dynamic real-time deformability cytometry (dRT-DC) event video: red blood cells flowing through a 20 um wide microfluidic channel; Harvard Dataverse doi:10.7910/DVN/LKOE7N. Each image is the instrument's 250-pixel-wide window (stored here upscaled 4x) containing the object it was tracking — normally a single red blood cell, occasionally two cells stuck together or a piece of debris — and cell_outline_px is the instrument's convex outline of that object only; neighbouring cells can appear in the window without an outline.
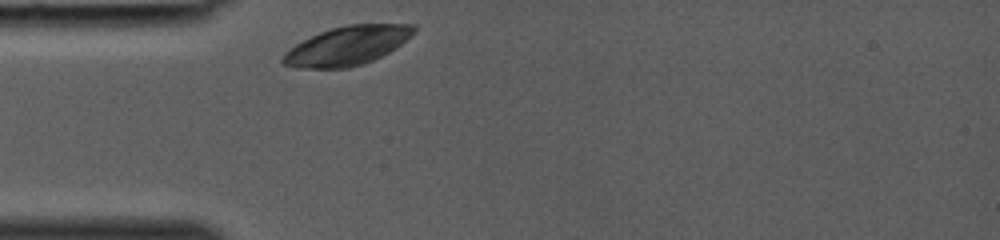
{"species": "common noctule bat (a hibernating species)", "species_latin": "Nyctalus noctula", "temperature_condition": "room temperature", "stored_images_in_passage": 23, "camera_frame_rate_fps": 3000, "um_per_image_px": 0.085, "animal": {"sex": "female", "body_mass_g": 19.0, "forearm_length_mm": 53.3}, "frame": {"image": 1, "passage_image": 1, "time_ms": 0.0, "image_size_px": [1000, 240], "cell_outline_px": [[416, 32], [396, 48], [364, 64], [348, 68], [296, 68], [280, 64], [280, 60], [284, 52], [296, 44], [320, 32], [332, 28], [348, 24], [416, 24]], "centroid_in_image_um": [29.5, 3.89], "position_along_channel_um": 55.5, "area_um2": 29.77}}
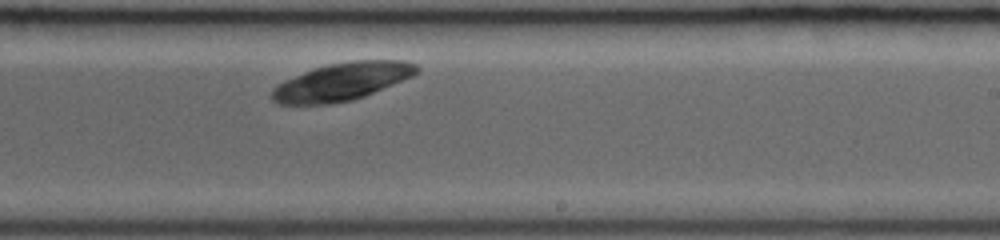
{"frame": {"image": 2, "passage_image": 14, "time_ms": 4.333, "image_size_px": [1000, 240], "cell_outline_px": [[420, 68], [412, 76], [364, 96], [352, 100], [332, 104], [276, 104], [272, 100], [272, 88], [284, 80], [312, 68], [328, 64], [352, 60], [404, 60], [416, 64]], "centroid_in_image_um": [29.04, 6.93], "position_along_channel_um": 260.0, "area_um2": 31.79}}
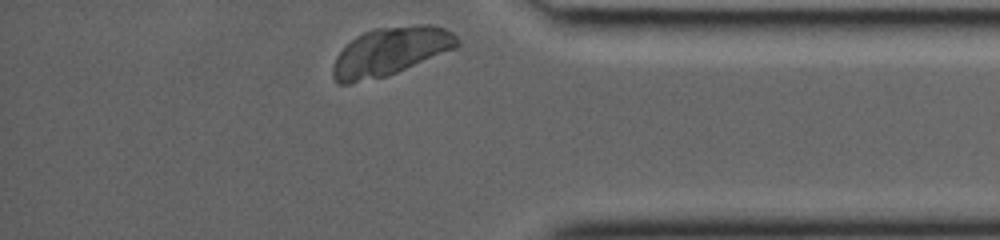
{"frame": {"image": 3, "passage_image": 23, "time_ms": 7.333, "image_size_px": [1000, 240], "cell_outline_px": [[460, 44], [456, 48], [388, 76], [348, 84], [340, 84], [332, 76], [332, 68], [336, 56], [356, 36], [364, 32], [376, 28], [420, 24], [432, 24], [444, 28], [452, 32], [460, 40]], "centroid_in_image_um": [33.21, 4.37], "position_along_channel_um": 402.0, "area_um2": 34.97}}